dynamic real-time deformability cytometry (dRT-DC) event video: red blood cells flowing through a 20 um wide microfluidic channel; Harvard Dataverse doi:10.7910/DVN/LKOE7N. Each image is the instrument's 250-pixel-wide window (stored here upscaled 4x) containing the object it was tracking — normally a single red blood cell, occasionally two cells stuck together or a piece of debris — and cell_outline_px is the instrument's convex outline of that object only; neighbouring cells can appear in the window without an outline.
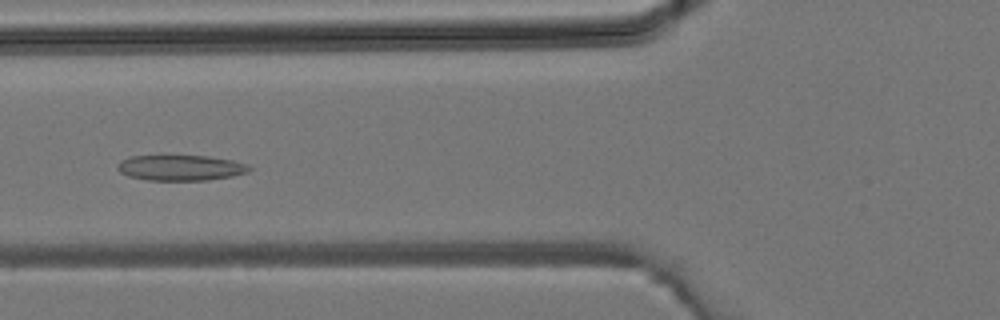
{"species": "common noctule bat (a hibernating species)", "species_latin": "Nyctalus noctula", "temperature_condition": "room temperature", "stored_images_in_passage": 17, "camera_frame_rate_fps": 3000, "um_per_image_px": 0.085, "animal": {"sex": "male", "body_mass_g": 19.2, "forearm_length_mm": 51.8}, "frame": {"image": 1, "passage_image": 8, "time_ms": 2.333, "image_size_px": [1000, 320], "cell_outline_px": [[252, 168], [248, 172], [232, 176], [208, 180], [148, 180], [128, 176], [120, 172], [116, 168], [120, 160], [132, 156], [208, 156], [232, 160], [248, 164]], "centroid_in_image_um": [15.36, 14.26], "position_along_channel_um": 110.4, "area_um2": 19.59}}
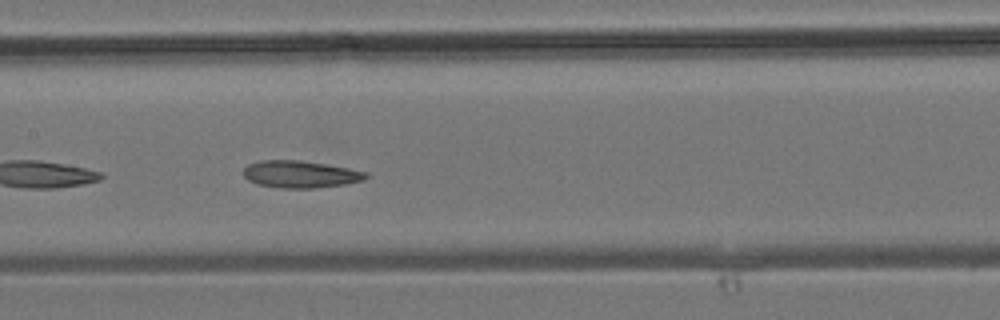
{"frame": {"image": 2, "passage_image": 12, "time_ms": 3.667, "image_size_px": [1000, 320], "cell_outline_px": [[368, 176], [364, 180], [344, 184], [312, 188], [280, 188], [256, 184], [248, 180], [244, 176], [244, 168], [248, 164], [260, 160], [300, 160], [328, 164], [368, 172]], "centroid_in_image_um": [25.52, 14.8], "position_along_channel_um": 181.9, "area_um2": 19.42}}
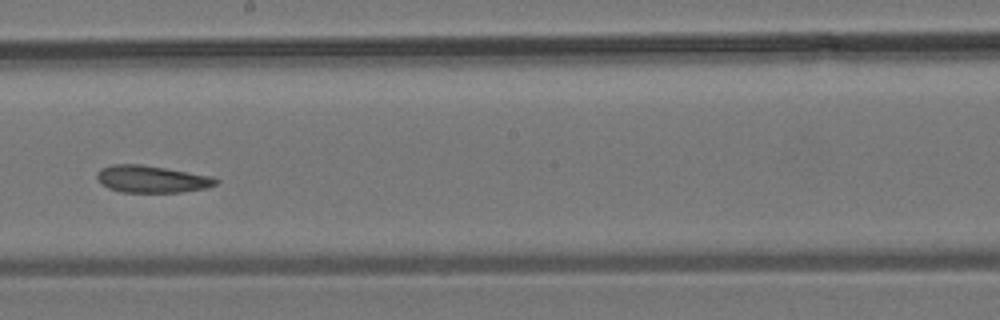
{"frame": {"image": 3, "passage_image": 15, "time_ms": 4.667, "image_size_px": [1000, 320], "cell_outline_px": [[220, 180], [216, 184], [204, 188], [180, 192], [120, 192], [108, 188], [96, 176], [96, 172], [100, 168], [112, 164], [140, 164], [212, 176]], "centroid_in_image_um": [12.88, 15.22], "position_along_channel_um": 235.3, "area_um2": 18.61}}